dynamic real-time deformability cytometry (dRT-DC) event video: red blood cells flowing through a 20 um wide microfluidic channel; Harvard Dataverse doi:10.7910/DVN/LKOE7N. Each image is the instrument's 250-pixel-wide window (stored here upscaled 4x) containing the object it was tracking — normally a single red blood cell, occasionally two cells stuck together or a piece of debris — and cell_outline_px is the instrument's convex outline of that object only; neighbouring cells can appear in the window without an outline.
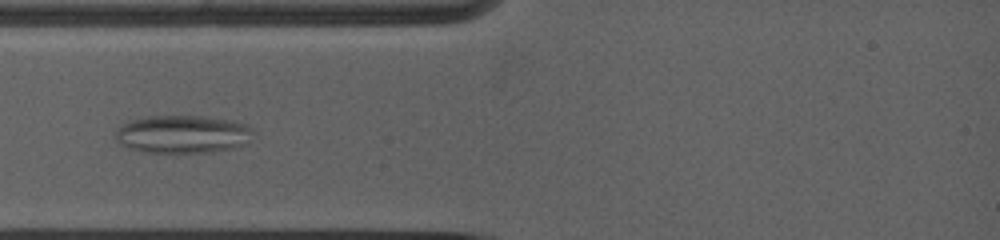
{"species": "common noctule bat (a hibernating species)", "species_latin": "Nyctalus noctula", "temperature_condition": "warm", "stored_images_in_passage": 31, "camera_frame_rate_fps": 5000, "um_per_image_px": 0.085, "animal": {"sex": "female", "body_mass_g": 19.0, "forearm_length_mm": 53.3}, "frame": {"image": 1, "passage_image": 9, "time_ms": 2.8, "image_size_px": [1000, 240], "cell_outline_px": [[252, 128], [248, 144], [232, 148], [212, 152], [172, 156], [144, 152], [128, 148], [120, 144], [116, 140], [116, 128], [132, 120], [148, 116], [204, 116], [232, 120], [248, 124]], "centroid_in_image_um": [15.52, 11.45], "position_along_channel_um": 69.5, "area_um2": 31.5}}
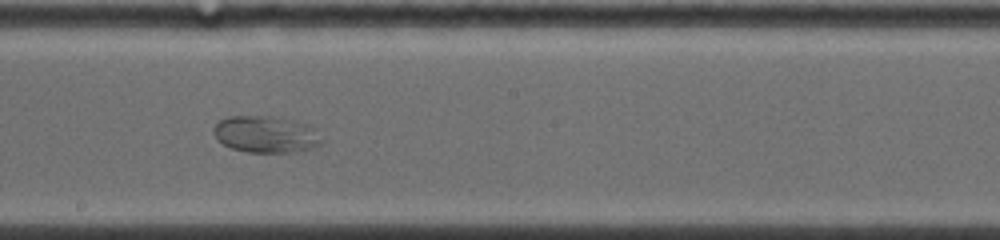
{"frame": {"image": 2, "passage_image": 19, "time_ms": 6.8, "image_size_px": [1000, 240], "cell_outline_px": [[324, 140], [320, 144], [312, 148], [296, 152], [248, 152], [232, 148], [216, 140], [212, 132], [212, 128], [220, 120], [228, 116], [272, 116], [296, 120], [308, 124], [316, 128]], "centroid_in_image_um": [22.63, 11.41], "position_along_channel_um": 225.6, "area_um2": 23.58}}
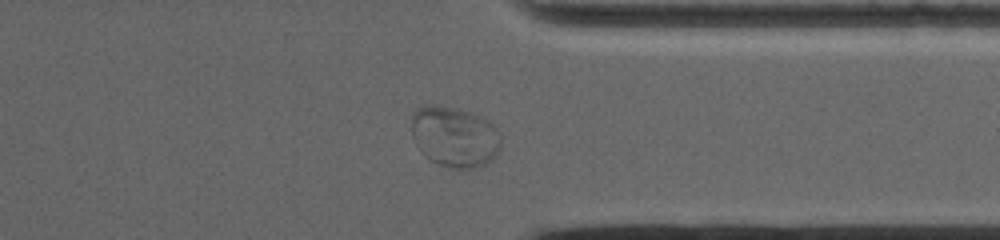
{"frame": {"image": 3, "passage_image": 27, "time_ms": 10.6, "image_size_px": [1000, 240], "cell_outline_px": [[500, 152], [484, 164], [472, 168], [448, 168], [424, 156], [420, 152], [412, 136], [412, 112], [416, 108], [424, 104], [428, 104], [456, 108], [472, 112], [484, 116], [500, 132]], "centroid_in_image_um": [38.63, 11.59], "position_along_channel_um": 372.8, "area_um2": 31.96}}